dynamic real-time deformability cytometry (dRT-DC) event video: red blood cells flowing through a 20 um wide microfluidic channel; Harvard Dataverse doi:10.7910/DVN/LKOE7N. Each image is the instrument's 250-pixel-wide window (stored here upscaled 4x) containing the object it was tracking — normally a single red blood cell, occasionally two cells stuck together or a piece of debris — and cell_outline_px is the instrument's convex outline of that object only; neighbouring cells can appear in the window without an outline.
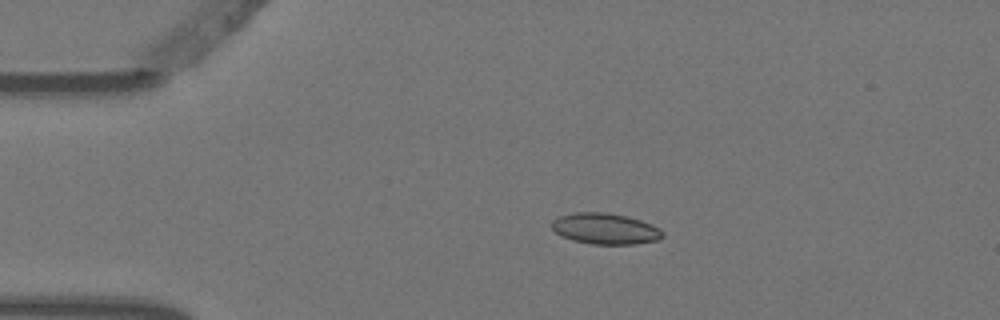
{"species": "Egyptian fruit bat (a non-hibernating species)", "species_latin": "Rousettus aegyptiacus", "temperature_condition": "warm", "stored_images_in_passage": 5, "camera_frame_rate_fps": 3000, "um_per_image_px": 0.085, "animal": {"sex": "female"}, "frame": {"image": 1, "passage_image": 3, "time_ms": 0.667, "image_size_px": [1000, 320], "cell_outline_px": [[664, 236], [656, 240], [636, 244], [592, 244], [572, 240], [560, 236], [552, 228], [552, 220], [560, 216], [572, 212], [604, 212], [624, 216], [640, 220], [652, 224], [660, 228], [664, 232]], "centroid_in_image_um": [51.44, 19.44], "position_along_channel_um": 33.6, "area_um2": 20.06}}
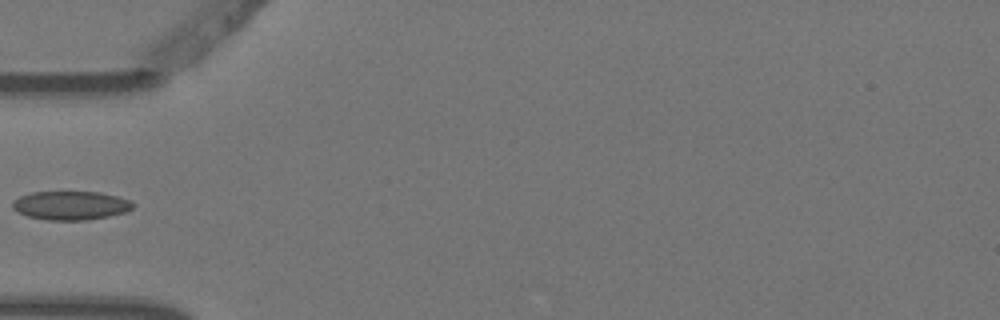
{"frame": {"image": 2, "passage_image": 5, "time_ms": 1.333, "image_size_px": [1000, 320], "cell_outline_px": [[136, 204], [132, 208], [124, 212], [108, 216], [88, 220], [48, 220], [28, 216], [16, 212], [12, 208], [12, 200], [20, 196], [32, 192], [100, 192], [116, 196], [128, 200]], "centroid_in_image_um": [5.97, 17.46], "position_along_channel_um": 79.0, "area_um2": 20.17}}